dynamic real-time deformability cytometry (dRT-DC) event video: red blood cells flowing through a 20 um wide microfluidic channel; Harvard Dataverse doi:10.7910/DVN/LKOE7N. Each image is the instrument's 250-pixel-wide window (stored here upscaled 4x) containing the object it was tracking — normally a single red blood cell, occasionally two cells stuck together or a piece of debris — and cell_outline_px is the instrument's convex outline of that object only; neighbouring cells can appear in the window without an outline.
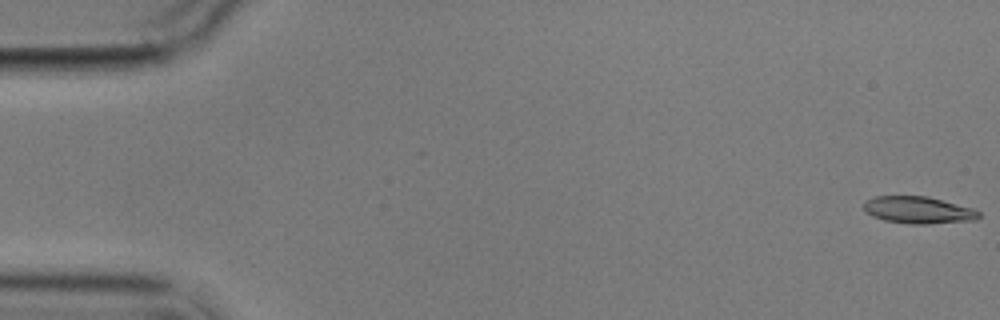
{"species": "common noctule bat (a hibernating species)", "species_latin": "Nyctalus noctula", "temperature_condition": "cold", "stored_images_in_passage": 5, "camera_frame_rate_fps": 3000, "um_per_image_px": 0.085, "animal": {"sex": "male", "body_mass_g": 17.9}, "frame": {"image": 1, "passage_image": 1, "time_ms": 0.0, "image_size_px": [1000, 320], "cell_outline_px": [[980, 216], [976, 220], [928, 224], [908, 224], [884, 220], [872, 216], [864, 212], [864, 200], [876, 196], [928, 196], [976, 208], [980, 212]], "centroid_in_image_um": [78.08, 17.85], "position_along_channel_um": 6.9, "area_um2": 18.5}}
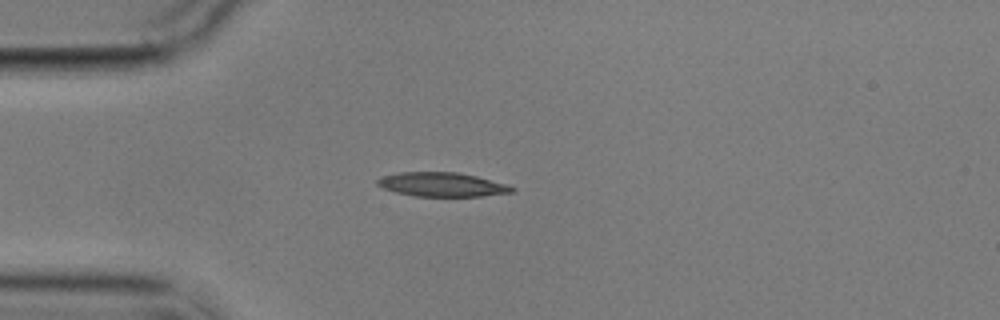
{"frame": {"image": 2, "passage_image": 5, "time_ms": 4.667, "image_size_px": [1000, 320], "cell_outline_px": [[516, 192], [480, 196], [416, 196], [396, 192], [384, 188], [376, 184], [376, 180], [384, 176], [400, 172], [456, 172], [476, 176], [504, 184], [516, 188]], "centroid_in_image_um": [37.58, 15.68], "position_along_channel_um": 47.4, "area_um2": 18.67}}